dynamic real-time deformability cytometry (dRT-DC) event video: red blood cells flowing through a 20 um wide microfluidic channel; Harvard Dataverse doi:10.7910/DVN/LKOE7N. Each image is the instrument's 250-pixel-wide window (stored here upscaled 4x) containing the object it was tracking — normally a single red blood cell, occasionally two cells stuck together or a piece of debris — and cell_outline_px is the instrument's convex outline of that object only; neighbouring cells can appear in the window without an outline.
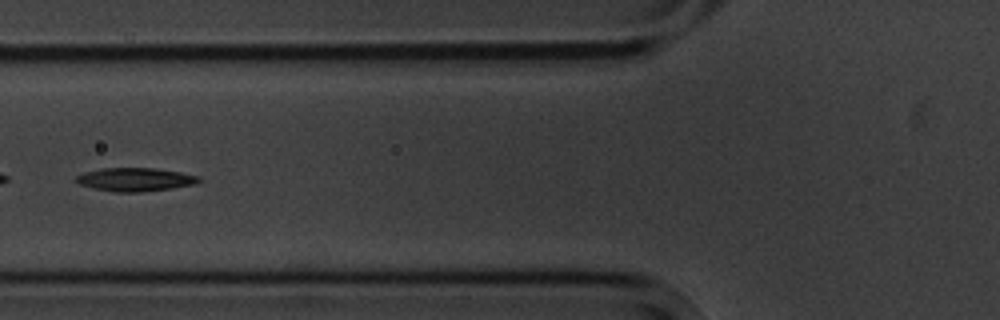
{"species": "common noctule bat (a hibernating species)", "species_latin": "Nyctalus noctula", "temperature_condition": "cold", "stored_images_in_passage": 3, "camera_frame_rate_fps": 3000, "um_per_image_px": 0.085, "animal": {"sex": "male", "body_mass_g": 20.1, "forearm_length_mm": 53.5}, "frame": {"image": 1, "passage_image": 3, "time_ms": 2.0, "image_size_px": [1000, 320], "cell_outline_px": [[200, 180], [196, 184], [172, 188], [140, 192], [112, 192], [92, 188], [80, 184], [72, 180], [76, 176], [84, 172], [100, 168], [156, 168], [180, 172], [200, 176]], "centroid_in_image_um": [11.45, 15.26], "position_along_channel_um": 114.3, "area_um2": 16.94}}